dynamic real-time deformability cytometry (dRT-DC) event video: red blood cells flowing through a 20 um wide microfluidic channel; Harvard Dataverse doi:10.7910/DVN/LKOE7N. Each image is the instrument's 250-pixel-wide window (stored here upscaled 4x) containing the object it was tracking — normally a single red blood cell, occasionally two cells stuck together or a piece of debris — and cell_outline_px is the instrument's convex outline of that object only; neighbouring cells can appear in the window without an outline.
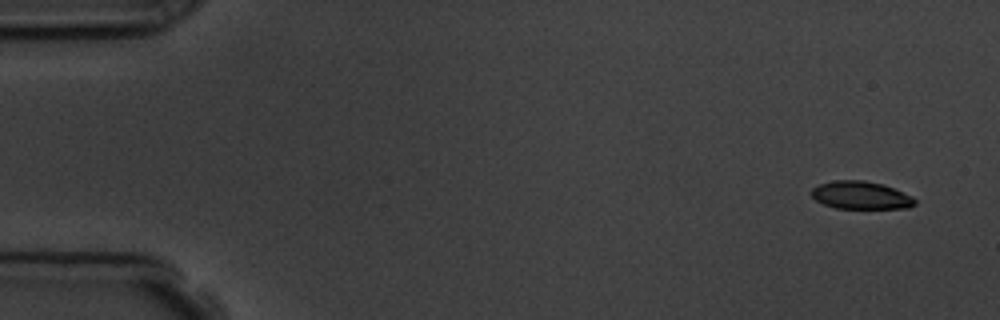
{"species": "common noctule bat (a hibernating species)", "species_latin": "Nyctalus noctula", "temperature_condition": "room temperature", "stored_images_in_passage": 4, "camera_frame_rate_fps": 3000, "um_per_image_px": 0.085, "animal": {"sex": "male", "body_mass_g": 19.5, "forearm_length_mm": 54.6}, "frame": {"image": 1, "passage_image": 1, "time_ms": 0.0, "image_size_px": [1000, 320], "cell_outline_px": [[916, 204], [908, 208], [836, 208], [824, 204], [816, 200], [812, 196], [812, 188], [820, 184], [836, 180], [864, 180], [884, 184], [912, 196], [916, 200]], "centroid_in_image_um": [73.19, 16.59], "position_along_channel_um": 11.8, "area_um2": 16.7}}
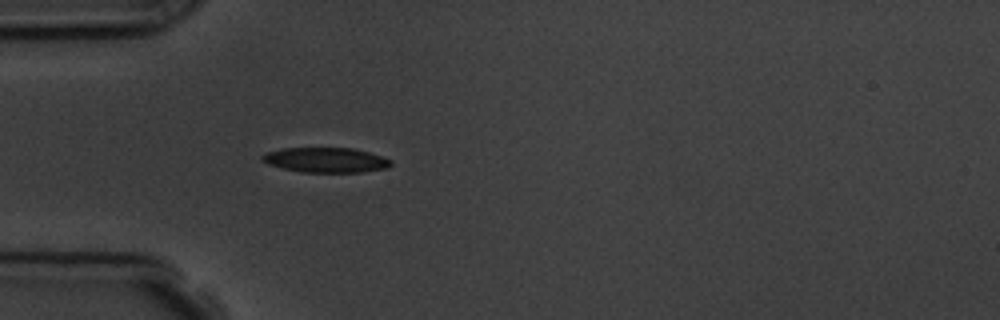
{"frame": {"image": 2, "passage_image": 4, "time_ms": 4.333, "image_size_px": [1000, 320], "cell_outline_px": [[392, 164], [388, 168], [360, 172], [300, 172], [268, 164], [260, 160], [260, 156], [268, 152], [284, 148], [352, 148], [368, 152], [392, 160]], "centroid_in_image_um": [27.69, 13.6], "position_along_channel_um": 57.3, "area_um2": 18.61}}